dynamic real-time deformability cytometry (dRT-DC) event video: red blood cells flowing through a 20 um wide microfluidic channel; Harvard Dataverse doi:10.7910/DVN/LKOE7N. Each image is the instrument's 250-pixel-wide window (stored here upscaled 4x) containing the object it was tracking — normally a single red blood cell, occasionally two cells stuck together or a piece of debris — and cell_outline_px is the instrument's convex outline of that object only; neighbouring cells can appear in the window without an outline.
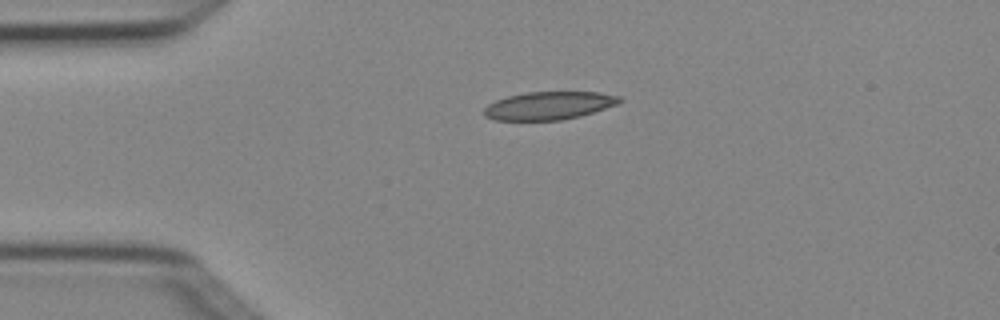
{"species": "Egyptian fruit bat (a non-hibernating species)", "species_latin": "Rousettus aegyptiacus", "temperature_condition": "cold", "stored_images_in_passage": 4, "camera_frame_rate_fps": 3000, "um_per_image_px": 0.085, "animal": {"sex": "female"}, "frame": {"image": 1, "passage_image": 1, "time_ms": 0.0, "image_size_px": [1000, 320], "cell_outline_px": [[624, 100], [620, 104], [580, 116], [560, 120], [492, 120], [484, 116], [484, 108], [488, 104], [496, 100], [508, 96], [528, 92], [600, 92], [620, 96]], "centroid_in_image_um": [46.69, 8.98], "position_along_channel_um": 38.3, "area_um2": 22.25}}
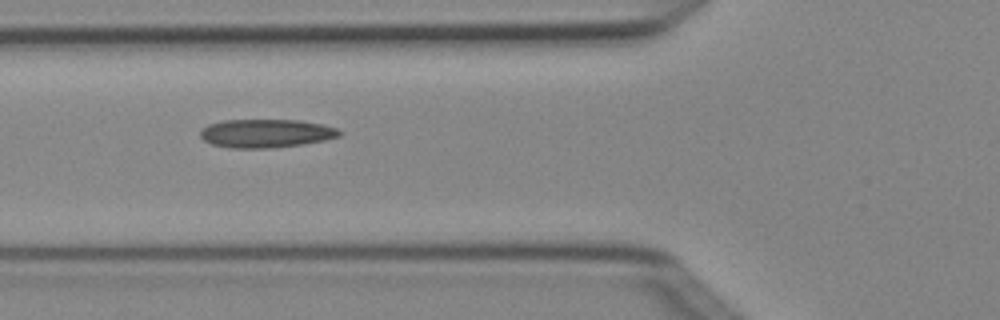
{"frame": {"image": 2, "passage_image": 3, "time_ms": 0.667, "image_size_px": [1000, 320], "cell_outline_px": [[344, 132], [340, 136], [324, 140], [304, 144], [272, 148], [228, 148], [212, 144], [204, 140], [200, 136], [200, 132], [208, 124], [224, 120], [300, 120], [320, 124], [336, 128]], "centroid_in_image_um": [22.62, 11.34], "position_along_channel_um": 103.2, "area_um2": 23.12}}
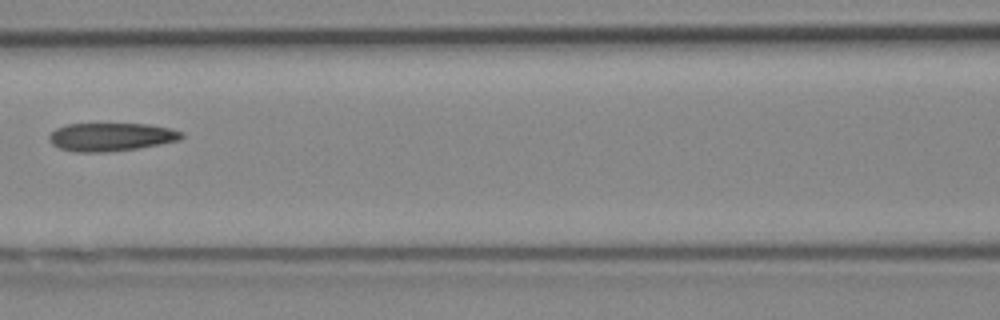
{"frame": {"image": 3, "passage_image": 4, "time_ms": 1.0, "image_size_px": [1000, 320], "cell_outline_px": [[184, 136], [180, 140], [160, 144], [136, 148], [108, 152], [76, 152], [60, 148], [52, 144], [48, 140], [48, 136], [56, 128], [64, 124], [148, 124], [172, 128], [184, 132]], "centroid_in_image_um": [9.45, 11.63], "position_along_channel_um": 157.1, "area_um2": 21.91}}